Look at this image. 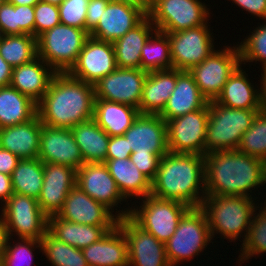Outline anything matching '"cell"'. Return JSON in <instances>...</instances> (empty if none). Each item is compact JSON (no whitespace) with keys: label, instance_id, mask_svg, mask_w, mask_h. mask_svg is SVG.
Here are the masks:
<instances>
[{"label":"cell","instance_id":"3","mask_svg":"<svg viewBox=\"0 0 266 266\" xmlns=\"http://www.w3.org/2000/svg\"><path fill=\"white\" fill-rule=\"evenodd\" d=\"M200 188L203 192L201 197ZM151 195L160 199L180 201L189 207H201L205 198V157L174 152L163 155L156 177L151 182Z\"/></svg>","mask_w":266,"mask_h":266},{"label":"cell","instance_id":"15","mask_svg":"<svg viewBox=\"0 0 266 266\" xmlns=\"http://www.w3.org/2000/svg\"><path fill=\"white\" fill-rule=\"evenodd\" d=\"M127 242L128 266H171L165 244L144 231L129 217L118 220Z\"/></svg>","mask_w":266,"mask_h":266},{"label":"cell","instance_id":"52","mask_svg":"<svg viewBox=\"0 0 266 266\" xmlns=\"http://www.w3.org/2000/svg\"><path fill=\"white\" fill-rule=\"evenodd\" d=\"M13 193L11 176L0 173V199L6 203Z\"/></svg>","mask_w":266,"mask_h":266},{"label":"cell","instance_id":"55","mask_svg":"<svg viewBox=\"0 0 266 266\" xmlns=\"http://www.w3.org/2000/svg\"><path fill=\"white\" fill-rule=\"evenodd\" d=\"M261 88H260V110L266 113V68L263 69ZM263 86V87H262Z\"/></svg>","mask_w":266,"mask_h":266},{"label":"cell","instance_id":"17","mask_svg":"<svg viewBox=\"0 0 266 266\" xmlns=\"http://www.w3.org/2000/svg\"><path fill=\"white\" fill-rule=\"evenodd\" d=\"M38 158L43 163L65 165L78 170L84 164L71 128L42 125Z\"/></svg>","mask_w":266,"mask_h":266},{"label":"cell","instance_id":"56","mask_svg":"<svg viewBox=\"0 0 266 266\" xmlns=\"http://www.w3.org/2000/svg\"><path fill=\"white\" fill-rule=\"evenodd\" d=\"M8 2L12 3L13 5H30L35 6L39 0H7Z\"/></svg>","mask_w":266,"mask_h":266},{"label":"cell","instance_id":"44","mask_svg":"<svg viewBox=\"0 0 266 266\" xmlns=\"http://www.w3.org/2000/svg\"><path fill=\"white\" fill-rule=\"evenodd\" d=\"M35 38L60 24L59 8L57 5L39 1L34 6Z\"/></svg>","mask_w":266,"mask_h":266},{"label":"cell","instance_id":"26","mask_svg":"<svg viewBox=\"0 0 266 266\" xmlns=\"http://www.w3.org/2000/svg\"><path fill=\"white\" fill-rule=\"evenodd\" d=\"M41 60L40 57H37L29 63L12 68L10 85L23 95L31 98L35 103H38L45 95L52 78L56 74L49 65Z\"/></svg>","mask_w":266,"mask_h":266},{"label":"cell","instance_id":"60","mask_svg":"<svg viewBox=\"0 0 266 266\" xmlns=\"http://www.w3.org/2000/svg\"><path fill=\"white\" fill-rule=\"evenodd\" d=\"M6 0H0V6L5 2Z\"/></svg>","mask_w":266,"mask_h":266},{"label":"cell","instance_id":"16","mask_svg":"<svg viewBox=\"0 0 266 266\" xmlns=\"http://www.w3.org/2000/svg\"><path fill=\"white\" fill-rule=\"evenodd\" d=\"M116 68L113 44L89 37L79 53L77 62L68 73L76 79L95 84Z\"/></svg>","mask_w":266,"mask_h":266},{"label":"cell","instance_id":"1","mask_svg":"<svg viewBox=\"0 0 266 266\" xmlns=\"http://www.w3.org/2000/svg\"><path fill=\"white\" fill-rule=\"evenodd\" d=\"M94 85L56 73L47 92L37 103V116L50 127L72 128L93 118Z\"/></svg>","mask_w":266,"mask_h":266},{"label":"cell","instance_id":"24","mask_svg":"<svg viewBox=\"0 0 266 266\" xmlns=\"http://www.w3.org/2000/svg\"><path fill=\"white\" fill-rule=\"evenodd\" d=\"M208 100L202 95L189 71L177 70V82L165 108L159 114L165 121L203 109Z\"/></svg>","mask_w":266,"mask_h":266},{"label":"cell","instance_id":"27","mask_svg":"<svg viewBox=\"0 0 266 266\" xmlns=\"http://www.w3.org/2000/svg\"><path fill=\"white\" fill-rule=\"evenodd\" d=\"M177 82V69L148 72L139 105L141 114H160Z\"/></svg>","mask_w":266,"mask_h":266},{"label":"cell","instance_id":"6","mask_svg":"<svg viewBox=\"0 0 266 266\" xmlns=\"http://www.w3.org/2000/svg\"><path fill=\"white\" fill-rule=\"evenodd\" d=\"M89 37L85 29L60 23L36 38L37 55L56 73H68Z\"/></svg>","mask_w":266,"mask_h":266},{"label":"cell","instance_id":"13","mask_svg":"<svg viewBox=\"0 0 266 266\" xmlns=\"http://www.w3.org/2000/svg\"><path fill=\"white\" fill-rule=\"evenodd\" d=\"M166 34L170 41L173 69L190 71L214 51L207 25Z\"/></svg>","mask_w":266,"mask_h":266},{"label":"cell","instance_id":"39","mask_svg":"<svg viewBox=\"0 0 266 266\" xmlns=\"http://www.w3.org/2000/svg\"><path fill=\"white\" fill-rule=\"evenodd\" d=\"M240 152L266 162V113L258 112L251 127L242 135L237 148Z\"/></svg>","mask_w":266,"mask_h":266},{"label":"cell","instance_id":"7","mask_svg":"<svg viewBox=\"0 0 266 266\" xmlns=\"http://www.w3.org/2000/svg\"><path fill=\"white\" fill-rule=\"evenodd\" d=\"M143 199L141 209L121 211L117 217H129L141 229L165 244L174 234L180 218L190 207L180 201L160 199L151 194Z\"/></svg>","mask_w":266,"mask_h":266},{"label":"cell","instance_id":"33","mask_svg":"<svg viewBox=\"0 0 266 266\" xmlns=\"http://www.w3.org/2000/svg\"><path fill=\"white\" fill-rule=\"evenodd\" d=\"M84 163L105 162L110 136L92 118L71 128Z\"/></svg>","mask_w":266,"mask_h":266},{"label":"cell","instance_id":"43","mask_svg":"<svg viewBox=\"0 0 266 266\" xmlns=\"http://www.w3.org/2000/svg\"><path fill=\"white\" fill-rule=\"evenodd\" d=\"M89 0H64L59 6L62 24L86 30L87 6Z\"/></svg>","mask_w":266,"mask_h":266},{"label":"cell","instance_id":"14","mask_svg":"<svg viewBox=\"0 0 266 266\" xmlns=\"http://www.w3.org/2000/svg\"><path fill=\"white\" fill-rule=\"evenodd\" d=\"M148 72L133 68H116L94 85L95 99L117 102L139 110L143 85Z\"/></svg>","mask_w":266,"mask_h":266},{"label":"cell","instance_id":"35","mask_svg":"<svg viewBox=\"0 0 266 266\" xmlns=\"http://www.w3.org/2000/svg\"><path fill=\"white\" fill-rule=\"evenodd\" d=\"M44 180V163L39 158L20 159L11 174L13 192L39 198Z\"/></svg>","mask_w":266,"mask_h":266},{"label":"cell","instance_id":"53","mask_svg":"<svg viewBox=\"0 0 266 266\" xmlns=\"http://www.w3.org/2000/svg\"><path fill=\"white\" fill-rule=\"evenodd\" d=\"M12 79V67L0 55V87L8 86Z\"/></svg>","mask_w":266,"mask_h":266},{"label":"cell","instance_id":"20","mask_svg":"<svg viewBox=\"0 0 266 266\" xmlns=\"http://www.w3.org/2000/svg\"><path fill=\"white\" fill-rule=\"evenodd\" d=\"M60 218L77 224L91 226H117L119 218L105 205L97 202L82 191L77 185L67 195Z\"/></svg>","mask_w":266,"mask_h":266},{"label":"cell","instance_id":"18","mask_svg":"<svg viewBox=\"0 0 266 266\" xmlns=\"http://www.w3.org/2000/svg\"><path fill=\"white\" fill-rule=\"evenodd\" d=\"M76 179V169L55 163H44V180L37 201L48 217L61 211L68 193L76 186Z\"/></svg>","mask_w":266,"mask_h":266},{"label":"cell","instance_id":"36","mask_svg":"<svg viewBox=\"0 0 266 266\" xmlns=\"http://www.w3.org/2000/svg\"><path fill=\"white\" fill-rule=\"evenodd\" d=\"M153 34L155 37L150 35L141 50L140 69L147 72L173 69L168 35L158 30Z\"/></svg>","mask_w":266,"mask_h":266},{"label":"cell","instance_id":"28","mask_svg":"<svg viewBox=\"0 0 266 266\" xmlns=\"http://www.w3.org/2000/svg\"><path fill=\"white\" fill-rule=\"evenodd\" d=\"M153 25L146 16L137 26L112 43L118 68L140 69L141 50L149 36L153 35Z\"/></svg>","mask_w":266,"mask_h":266},{"label":"cell","instance_id":"2","mask_svg":"<svg viewBox=\"0 0 266 266\" xmlns=\"http://www.w3.org/2000/svg\"><path fill=\"white\" fill-rule=\"evenodd\" d=\"M205 157V196H249L266 183V162L238 149L214 151Z\"/></svg>","mask_w":266,"mask_h":266},{"label":"cell","instance_id":"21","mask_svg":"<svg viewBox=\"0 0 266 266\" xmlns=\"http://www.w3.org/2000/svg\"><path fill=\"white\" fill-rule=\"evenodd\" d=\"M76 185L111 210L125 199L104 162L82 164L77 170Z\"/></svg>","mask_w":266,"mask_h":266},{"label":"cell","instance_id":"32","mask_svg":"<svg viewBox=\"0 0 266 266\" xmlns=\"http://www.w3.org/2000/svg\"><path fill=\"white\" fill-rule=\"evenodd\" d=\"M245 74V71L238 67L228 78L215 101L233 109H260V93L252 87Z\"/></svg>","mask_w":266,"mask_h":266},{"label":"cell","instance_id":"40","mask_svg":"<svg viewBox=\"0 0 266 266\" xmlns=\"http://www.w3.org/2000/svg\"><path fill=\"white\" fill-rule=\"evenodd\" d=\"M259 213L254 219L252 217L247 237L243 240L240 261L266 252V207Z\"/></svg>","mask_w":266,"mask_h":266},{"label":"cell","instance_id":"37","mask_svg":"<svg viewBox=\"0 0 266 266\" xmlns=\"http://www.w3.org/2000/svg\"><path fill=\"white\" fill-rule=\"evenodd\" d=\"M0 55L12 68L29 63L38 57L37 39L27 34L4 35Z\"/></svg>","mask_w":266,"mask_h":266},{"label":"cell","instance_id":"22","mask_svg":"<svg viewBox=\"0 0 266 266\" xmlns=\"http://www.w3.org/2000/svg\"><path fill=\"white\" fill-rule=\"evenodd\" d=\"M145 17L146 15L139 9L111 0L97 26L89 35L99 41L113 43L137 26Z\"/></svg>","mask_w":266,"mask_h":266},{"label":"cell","instance_id":"50","mask_svg":"<svg viewBox=\"0 0 266 266\" xmlns=\"http://www.w3.org/2000/svg\"><path fill=\"white\" fill-rule=\"evenodd\" d=\"M238 6L262 19H266V0H233Z\"/></svg>","mask_w":266,"mask_h":266},{"label":"cell","instance_id":"19","mask_svg":"<svg viewBox=\"0 0 266 266\" xmlns=\"http://www.w3.org/2000/svg\"><path fill=\"white\" fill-rule=\"evenodd\" d=\"M132 152H154L160 158L168 150L166 121L158 114H139L124 133Z\"/></svg>","mask_w":266,"mask_h":266},{"label":"cell","instance_id":"29","mask_svg":"<svg viewBox=\"0 0 266 266\" xmlns=\"http://www.w3.org/2000/svg\"><path fill=\"white\" fill-rule=\"evenodd\" d=\"M116 226H91L77 224L60 218L49 217L48 231L58 240L78 249L88 247Z\"/></svg>","mask_w":266,"mask_h":266},{"label":"cell","instance_id":"41","mask_svg":"<svg viewBox=\"0 0 266 266\" xmlns=\"http://www.w3.org/2000/svg\"><path fill=\"white\" fill-rule=\"evenodd\" d=\"M9 237H3L2 241V249H1V255H0V261L2 263V266H31L32 264V251L30 248L34 247H40L42 250L41 240L33 239V238H19L24 243H17L14 246H11L8 243ZM26 243V244H25ZM29 259V260H27ZM26 260V261H25ZM22 263L18 265L19 262ZM17 262V263H16ZM23 262H26L23 264Z\"/></svg>","mask_w":266,"mask_h":266},{"label":"cell","instance_id":"31","mask_svg":"<svg viewBox=\"0 0 266 266\" xmlns=\"http://www.w3.org/2000/svg\"><path fill=\"white\" fill-rule=\"evenodd\" d=\"M104 163L125 200L130 196L144 198L151 194V181L139 171L130 158L106 160Z\"/></svg>","mask_w":266,"mask_h":266},{"label":"cell","instance_id":"42","mask_svg":"<svg viewBox=\"0 0 266 266\" xmlns=\"http://www.w3.org/2000/svg\"><path fill=\"white\" fill-rule=\"evenodd\" d=\"M240 51L241 63L259 61L263 64V69L266 68V24L259 26L248 36L243 44L238 46Z\"/></svg>","mask_w":266,"mask_h":266},{"label":"cell","instance_id":"57","mask_svg":"<svg viewBox=\"0 0 266 266\" xmlns=\"http://www.w3.org/2000/svg\"><path fill=\"white\" fill-rule=\"evenodd\" d=\"M39 1L59 6L64 0H39Z\"/></svg>","mask_w":266,"mask_h":266},{"label":"cell","instance_id":"58","mask_svg":"<svg viewBox=\"0 0 266 266\" xmlns=\"http://www.w3.org/2000/svg\"><path fill=\"white\" fill-rule=\"evenodd\" d=\"M3 237H4V235H3L1 227H0V255H1Z\"/></svg>","mask_w":266,"mask_h":266},{"label":"cell","instance_id":"54","mask_svg":"<svg viewBox=\"0 0 266 266\" xmlns=\"http://www.w3.org/2000/svg\"><path fill=\"white\" fill-rule=\"evenodd\" d=\"M113 1L133 6L142 11L146 16L149 15L153 5V0H113Z\"/></svg>","mask_w":266,"mask_h":266},{"label":"cell","instance_id":"12","mask_svg":"<svg viewBox=\"0 0 266 266\" xmlns=\"http://www.w3.org/2000/svg\"><path fill=\"white\" fill-rule=\"evenodd\" d=\"M208 104L203 109L166 121L169 152L193 153L204 156Z\"/></svg>","mask_w":266,"mask_h":266},{"label":"cell","instance_id":"8","mask_svg":"<svg viewBox=\"0 0 266 266\" xmlns=\"http://www.w3.org/2000/svg\"><path fill=\"white\" fill-rule=\"evenodd\" d=\"M211 239L205 212L201 207H190L180 218L174 234L165 243L171 266L198 255Z\"/></svg>","mask_w":266,"mask_h":266},{"label":"cell","instance_id":"30","mask_svg":"<svg viewBox=\"0 0 266 266\" xmlns=\"http://www.w3.org/2000/svg\"><path fill=\"white\" fill-rule=\"evenodd\" d=\"M139 114L137 108L126 104L102 99L94 102L93 119L109 136L124 135Z\"/></svg>","mask_w":266,"mask_h":266},{"label":"cell","instance_id":"25","mask_svg":"<svg viewBox=\"0 0 266 266\" xmlns=\"http://www.w3.org/2000/svg\"><path fill=\"white\" fill-rule=\"evenodd\" d=\"M82 251L89 266H128L127 242L119 225Z\"/></svg>","mask_w":266,"mask_h":266},{"label":"cell","instance_id":"48","mask_svg":"<svg viewBox=\"0 0 266 266\" xmlns=\"http://www.w3.org/2000/svg\"><path fill=\"white\" fill-rule=\"evenodd\" d=\"M132 149L129 148L128 139L124 135L110 136L106 160L130 158Z\"/></svg>","mask_w":266,"mask_h":266},{"label":"cell","instance_id":"51","mask_svg":"<svg viewBox=\"0 0 266 266\" xmlns=\"http://www.w3.org/2000/svg\"><path fill=\"white\" fill-rule=\"evenodd\" d=\"M19 160L18 156L0 147V173L11 176Z\"/></svg>","mask_w":266,"mask_h":266},{"label":"cell","instance_id":"5","mask_svg":"<svg viewBox=\"0 0 266 266\" xmlns=\"http://www.w3.org/2000/svg\"><path fill=\"white\" fill-rule=\"evenodd\" d=\"M255 203L247 196H205L201 208L206 214L211 237L215 231L235 240L245 231L247 237Z\"/></svg>","mask_w":266,"mask_h":266},{"label":"cell","instance_id":"23","mask_svg":"<svg viewBox=\"0 0 266 266\" xmlns=\"http://www.w3.org/2000/svg\"><path fill=\"white\" fill-rule=\"evenodd\" d=\"M42 125L36 115L28 122L0 128V147L20 159L38 158Z\"/></svg>","mask_w":266,"mask_h":266},{"label":"cell","instance_id":"4","mask_svg":"<svg viewBox=\"0 0 266 266\" xmlns=\"http://www.w3.org/2000/svg\"><path fill=\"white\" fill-rule=\"evenodd\" d=\"M204 155L214 151L235 150L242 135L251 127L260 109H233L208 101Z\"/></svg>","mask_w":266,"mask_h":266},{"label":"cell","instance_id":"46","mask_svg":"<svg viewBox=\"0 0 266 266\" xmlns=\"http://www.w3.org/2000/svg\"><path fill=\"white\" fill-rule=\"evenodd\" d=\"M0 28L3 35L19 34L17 25L16 5L7 0L0 6Z\"/></svg>","mask_w":266,"mask_h":266},{"label":"cell","instance_id":"10","mask_svg":"<svg viewBox=\"0 0 266 266\" xmlns=\"http://www.w3.org/2000/svg\"><path fill=\"white\" fill-rule=\"evenodd\" d=\"M200 0H153L148 15L155 30L172 33L207 25L208 9Z\"/></svg>","mask_w":266,"mask_h":266},{"label":"cell","instance_id":"11","mask_svg":"<svg viewBox=\"0 0 266 266\" xmlns=\"http://www.w3.org/2000/svg\"><path fill=\"white\" fill-rule=\"evenodd\" d=\"M233 48L214 50L203 62L189 71L208 101L216 100L228 78L241 64L239 47Z\"/></svg>","mask_w":266,"mask_h":266},{"label":"cell","instance_id":"9","mask_svg":"<svg viewBox=\"0 0 266 266\" xmlns=\"http://www.w3.org/2000/svg\"><path fill=\"white\" fill-rule=\"evenodd\" d=\"M0 227L4 237L12 232L20 238L41 240L48 231L49 217L41 210L37 199L13 193L2 209Z\"/></svg>","mask_w":266,"mask_h":266},{"label":"cell","instance_id":"47","mask_svg":"<svg viewBox=\"0 0 266 266\" xmlns=\"http://www.w3.org/2000/svg\"><path fill=\"white\" fill-rule=\"evenodd\" d=\"M17 25L19 34H27L35 37V12L34 6L16 5Z\"/></svg>","mask_w":266,"mask_h":266},{"label":"cell","instance_id":"49","mask_svg":"<svg viewBox=\"0 0 266 266\" xmlns=\"http://www.w3.org/2000/svg\"><path fill=\"white\" fill-rule=\"evenodd\" d=\"M111 0H89L87 6L86 31L90 33L98 24L102 13Z\"/></svg>","mask_w":266,"mask_h":266},{"label":"cell","instance_id":"34","mask_svg":"<svg viewBox=\"0 0 266 266\" xmlns=\"http://www.w3.org/2000/svg\"><path fill=\"white\" fill-rule=\"evenodd\" d=\"M37 115V103L11 85L0 87V128L32 120Z\"/></svg>","mask_w":266,"mask_h":266},{"label":"cell","instance_id":"45","mask_svg":"<svg viewBox=\"0 0 266 266\" xmlns=\"http://www.w3.org/2000/svg\"><path fill=\"white\" fill-rule=\"evenodd\" d=\"M130 160L151 182L155 179L160 157L154 152H132Z\"/></svg>","mask_w":266,"mask_h":266},{"label":"cell","instance_id":"38","mask_svg":"<svg viewBox=\"0 0 266 266\" xmlns=\"http://www.w3.org/2000/svg\"><path fill=\"white\" fill-rule=\"evenodd\" d=\"M41 245L53 266H89L82 249L58 240L49 231L41 238Z\"/></svg>","mask_w":266,"mask_h":266},{"label":"cell","instance_id":"59","mask_svg":"<svg viewBox=\"0 0 266 266\" xmlns=\"http://www.w3.org/2000/svg\"><path fill=\"white\" fill-rule=\"evenodd\" d=\"M4 35H3V33H2V30H1V28H0V41L2 40V37H3Z\"/></svg>","mask_w":266,"mask_h":266}]
</instances>
